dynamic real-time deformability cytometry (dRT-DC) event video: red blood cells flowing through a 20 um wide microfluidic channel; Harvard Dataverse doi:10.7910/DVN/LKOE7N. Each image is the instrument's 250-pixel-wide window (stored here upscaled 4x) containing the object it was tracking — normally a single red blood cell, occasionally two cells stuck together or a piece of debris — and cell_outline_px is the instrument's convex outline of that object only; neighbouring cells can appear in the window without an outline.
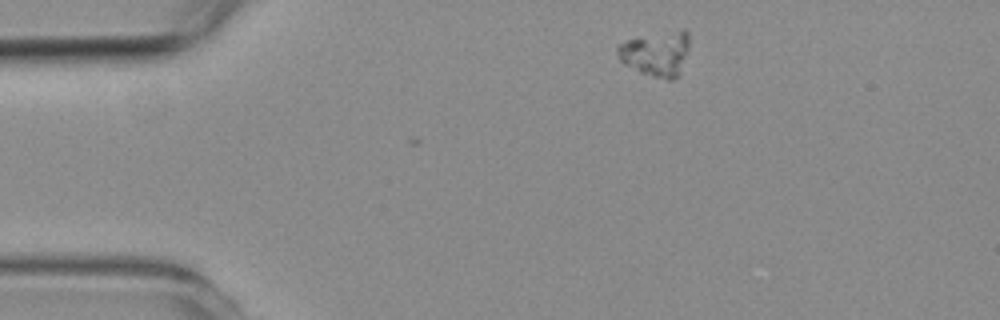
{"species": "common noctule bat (a hibernating species)", "species_latin": "Nyctalus noctula", "temperature_condition": "room temperature", "stored_images_in_passage": 3, "camera_frame_rate_fps": 3000, "um_per_image_px": 0.085, "animal": {"sex": "female", "body_mass_g": 19.3, "forearm_length_mm": 54.1}, "frame": {"image": 1, "passage_image": 1, "time_ms": 0.0, "image_size_px": [1000, 320], "cell_outline_px": [[688, 48], [680, 76], [672, 80], [668, 80], [640, 72], [624, 64], [620, 60], [616, 52], [616, 44], [628, 40], [684, 28], [688, 32]], "centroid_in_image_um": [55.79, 4.56], "position_along_channel_um": 29.2, "area_um2": 18.79}}